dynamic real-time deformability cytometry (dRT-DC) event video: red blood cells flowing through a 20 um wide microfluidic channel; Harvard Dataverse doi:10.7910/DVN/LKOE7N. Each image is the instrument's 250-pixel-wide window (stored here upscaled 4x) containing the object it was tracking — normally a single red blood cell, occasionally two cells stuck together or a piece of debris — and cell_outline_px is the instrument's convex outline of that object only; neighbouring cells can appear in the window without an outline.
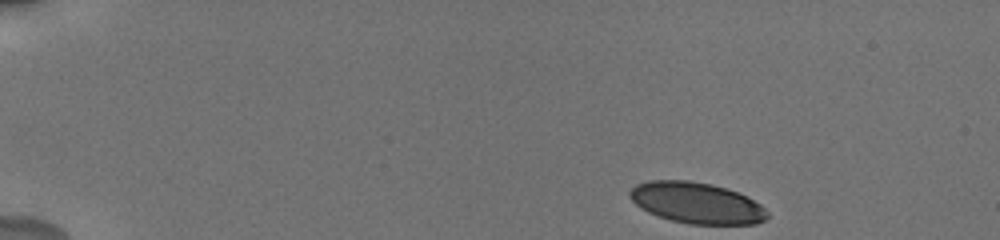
{"species": "human", "species_latin": "Homo sapiens", "temperature_condition": "cold", "stored_images_in_passage": 13, "camera_frame_rate_fps": 3000, "um_per_image_px": 0.085, "donor": {"sex": "male"}, "frame": {"image": 1, "passage_image": 1, "time_ms": 0.0, "image_size_px": [1000, 240], "cell_outline_px": [[768, 216], [764, 220], [756, 224], [688, 224], [672, 220], [648, 212], [640, 208], [628, 196], [628, 192], [636, 184], [648, 180], [688, 180], [712, 184], [736, 192], [760, 204], [768, 212]], "centroid_in_image_um": [59.18, 17.24], "position_along_channel_um": 25.8, "area_um2": 32.77}}
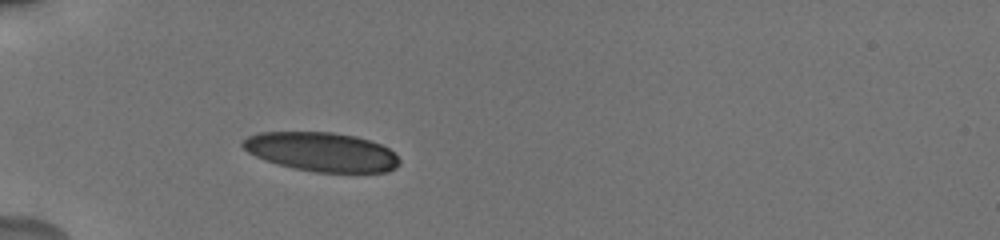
{"frame": {"image": 2, "passage_image": 13, "time_ms": 3.333, "image_size_px": [1000, 240], "cell_outline_px": [[400, 164], [396, 168], [388, 172], [316, 172], [296, 168], [264, 160], [248, 152], [240, 144], [248, 136], [260, 132], [332, 132], [356, 136], [380, 144], [396, 152], [400, 160]], "centroid_in_image_um": [27.38, 12.91], "position_along_channel_um": 57.6, "area_um2": 35.66}}